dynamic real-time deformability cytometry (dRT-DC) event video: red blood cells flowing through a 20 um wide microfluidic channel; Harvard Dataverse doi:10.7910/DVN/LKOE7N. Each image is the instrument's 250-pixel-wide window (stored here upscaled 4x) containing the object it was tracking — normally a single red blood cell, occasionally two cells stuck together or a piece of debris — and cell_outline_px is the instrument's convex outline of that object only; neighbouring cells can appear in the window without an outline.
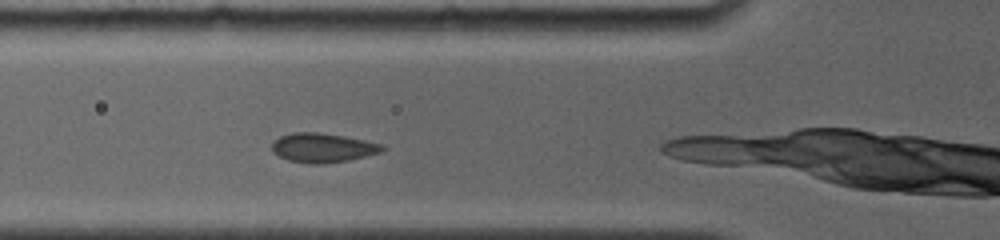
{"species": "common noctule bat (a hibernating species)", "species_latin": "Nyctalus noctula", "temperature_condition": "room temperature", "stored_images_in_passage": 8, "camera_frame_rate_fps": 4000, "um_per_image_px": 0.085, "animal": {"sex": "female", "body_mass_g": 19.0, "forearm_length_mm": 56.7}, "frame": {"image": 1, "passage_image": 3, "time_ms": 1.5, "image_size_px": [1000, 240], "cell_outline_px": [[388, 148], [380, 152], [348, 160], [324, 164], [312, 164], [288, 160], [272, 152], [272, 144], [280, 136], [292, 132], [320, 132], [344, 136], [384, 144]], "centroid_in_image_um": [27.45, 12.55], "position_along_channel_um": 98.4, "area_um2": 18.84}}
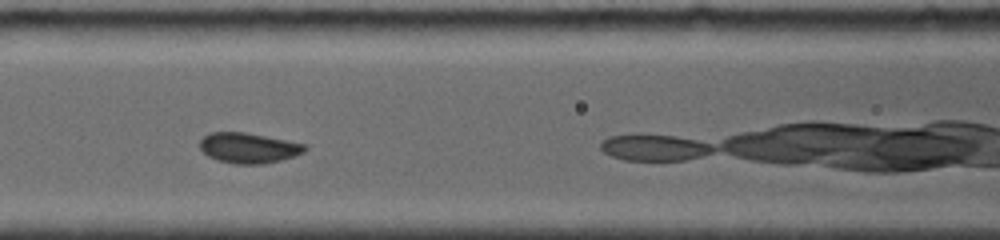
{"frame": {"image": 2, "passage_image": 5, "time_ms": 2.75, "image_size_px": [1000, 240], "cell_outline_px": [[308, 148], [304, 152], [280, 160], [264, 164], [236, 164], [220, 160], [208, 156], [200, 148], [200, 140], [204, 136], [212, 132], [244, 132], [308, 144]], "centroid_in_image_um": [21.15, 12.57], "position_along_channel_um": 145.4, "area_um2": 18.44}}